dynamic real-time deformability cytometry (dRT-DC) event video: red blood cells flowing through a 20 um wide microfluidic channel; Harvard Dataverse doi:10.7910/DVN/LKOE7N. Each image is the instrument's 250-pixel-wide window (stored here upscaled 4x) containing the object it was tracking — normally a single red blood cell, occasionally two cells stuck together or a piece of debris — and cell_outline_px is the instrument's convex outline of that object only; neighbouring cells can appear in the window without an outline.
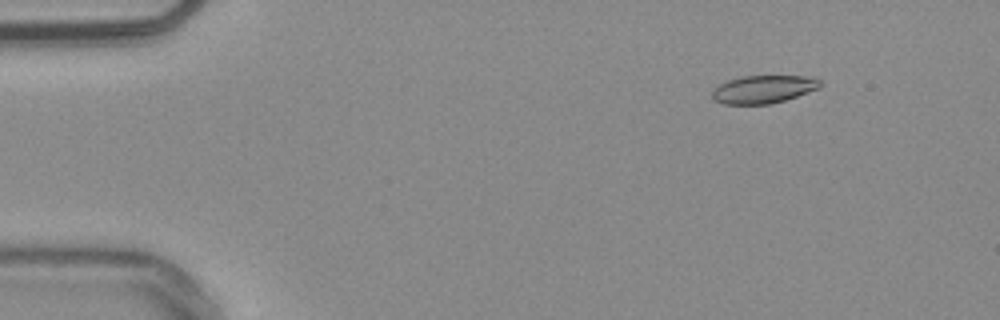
{"species": "common noctule bat (a hibernating species)", "species_latin": "Nyctalus noctula", "temperature_condition": "warm", "stored_images_in_passage": 54, "camera_frame_rate_fps": 3000, "um_per_image_px": 0.085, "animal": {"sex": "male", "body_mass_g": 20.4}, "frame": {"image": 1, "passage_image": 7, "time_ms": 2.0, "image_size_px": [1000, 320], "cell_outline_px": [[820, 88], [784, 100], [768, 104], [724, 104], [716, 100], [712, 96], [712, 92], [720, 84], [728, 80], [740, 76], [816, 76], [820, 80]], "centroid_in_image_um": [64.92, 7.57], "position_along_channel_um": 20.1, "area_um2": 17.46}}
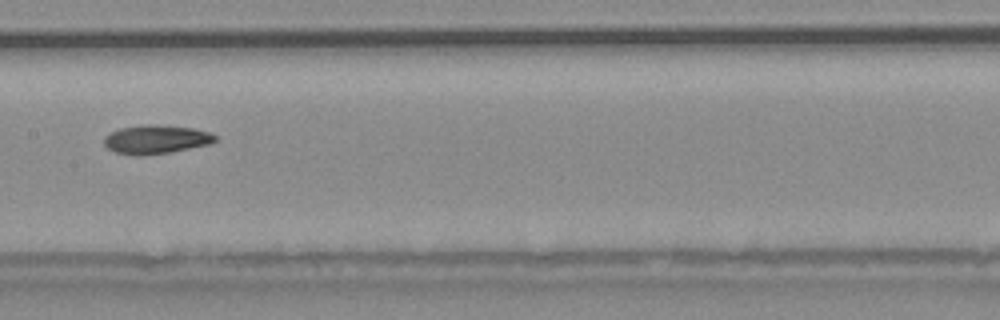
{"frame": {"image": 2, "passage_image": 28, "time_ms": 9.0, "image_size_px": [1000, 320], "cell_outline_px": [[216, 140], [208, 144], [168, 152], [140, 156], [136, 156], [116, 152], [108, 148], [104, 144], [104, 136], [120, 128], [144, 124], [152, 124], [192, 128], [208, 132], [216, 136]], "centroid_in_image_um": [13.21, 11.84], "position_along_channel_um": 194.2, "area_um2": 18.32}}
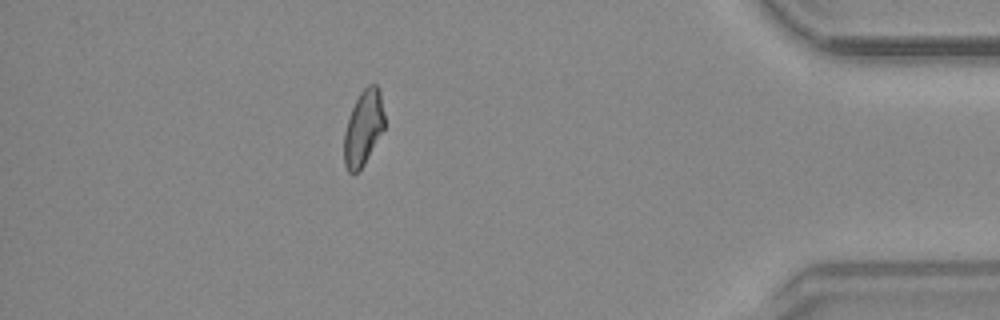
{"frame": {"image": 3, "passage_image": 48, "time_ms": 15.667, "image_size_px": [1000, 320], "cell_outline_px": [[384, 128], [364, 164], [352, 176], [348, 172], [344, 164], [344, 132], [352, 108], [360, 92], [368, 84], [376, 84], [380, 88], [384, 112]], "centroid_in_image_um": [30.88, 10.86], "position_along_channel_um": 404.3, "area_um2": 17.69}, "authors_computed_cell_mechanics": {"area_um2": 18.207, "velocity_mm_per_s": 3.7953, "shape_relaxation_time_tau1_ms": null, "shape_relaxation_time_tau2_ms": 5.3411, "deformation_change_tau1": null, "deformation_change_tau2": 0.1138}}